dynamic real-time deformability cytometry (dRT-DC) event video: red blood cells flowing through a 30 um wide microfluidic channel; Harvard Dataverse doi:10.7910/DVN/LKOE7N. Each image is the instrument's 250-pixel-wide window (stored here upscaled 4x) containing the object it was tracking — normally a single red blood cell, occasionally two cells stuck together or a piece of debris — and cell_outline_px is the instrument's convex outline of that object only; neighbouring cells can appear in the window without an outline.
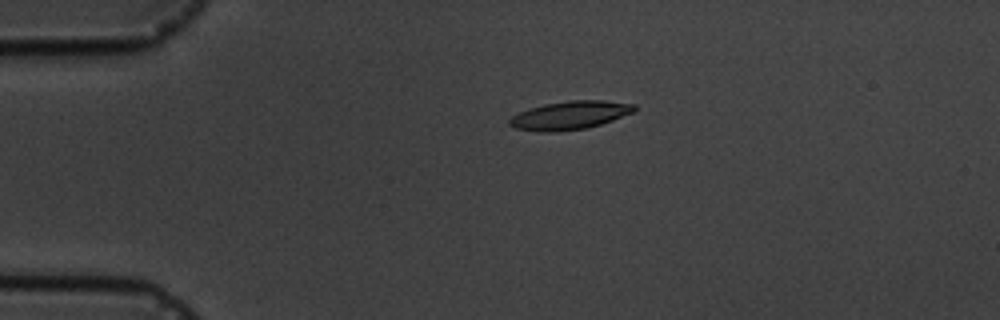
{"species": "common noctule bat (a hibernating species)", "species_latin": "Nyctalus noctula", "temperature_condition": "cold", "stored_images_in_passage": 5, "camera_frame_rate_fps": 3000, "um_per_image_px": 0.085, "animal": {"sex": "male", "body_mass_g": 19.5, "forearm_length_mm": 54.6}, "frame": {"image": 1, "passage_image": 4, "time_ms": 4.0, "image_size_px": [1000, 320], "cell_outline_px": [[636, 108], [632, 112], [612, 120], [588, 128], [552, 132], [544, 132], [516, 128], [508, 124], [508, 120], [512, 116], [520, 112], [544, 104], [568, 100], [600, 100], [636, 104]], "centroid_in_image_um": [48.43, 9.79], "position_along_channel_um": 36.6, "area_um2": 20.4}}